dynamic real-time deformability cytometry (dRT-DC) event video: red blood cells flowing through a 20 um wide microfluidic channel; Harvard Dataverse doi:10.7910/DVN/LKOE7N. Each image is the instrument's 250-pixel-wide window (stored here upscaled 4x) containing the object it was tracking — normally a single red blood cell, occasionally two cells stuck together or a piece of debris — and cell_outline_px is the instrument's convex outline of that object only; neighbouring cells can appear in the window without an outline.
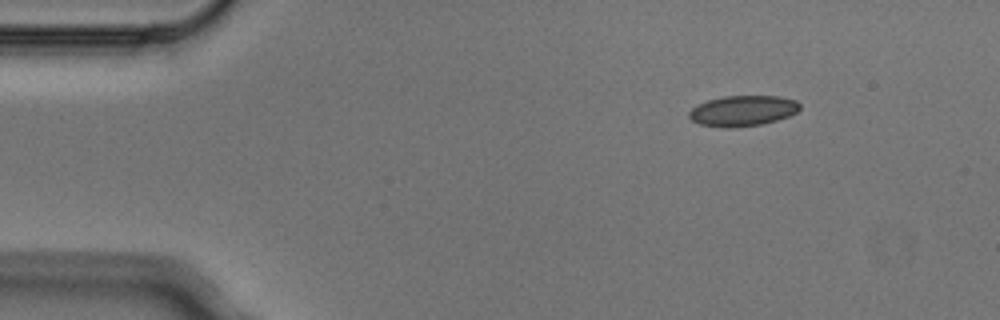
{"species": "Egyptian fruit bat (a non-hibernating species)", "species_latin": "Rousettus aegyptiacus", "temperature_condition": "cold", "stored_images_in_passage": 4, "camera_frame_rate_fps": 3000, "um_per_image_px": 0.085, "animal": {"sex": "male"}, "frame": {"image": 1, "passage_image": 1, "time_ms": 0.0, "image_size_px": [1000, 320], "cell_outline_px": [[800, 108], [796, 112], [788, 116], [776, 120], [760, 124], [728, 128], [700, 124], [692, 120], [688, 116], [688, 112], [692, 108], [708, 100], [724, 96], [780, 96], [796, 100], [800, 104]], "centroid_in_image_um": [63.14, 9.41], "position_along_channel_um": 21.9, "area_um2": 19.54}}
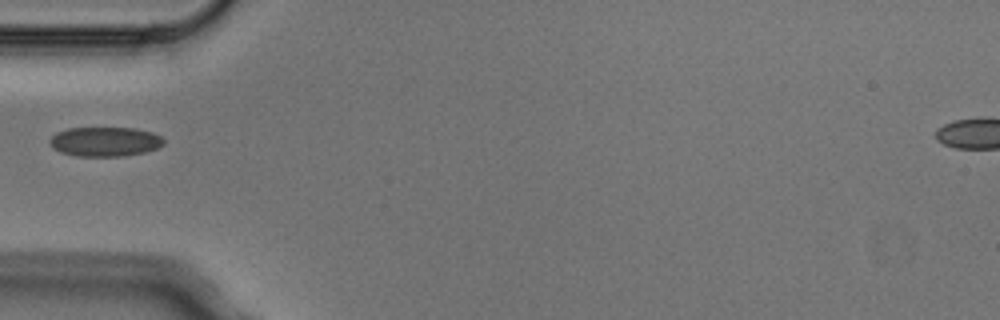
{"frame": {"image": 2, "passage_image": 4, "time_ms": 1.0, "image_size_px": [1000, 320], "cell_outline_px": [[164, 144], [156, 148], [144, 152], [124, 156], [76, 156], [60, 152], [52, 148], [48, 140], [56, 132], [68, 128], [136, 128], [152, 132], [160, 136], [164, 140]], "centroid_in_image_um": [8.89, 12.04], "position_along_channel_um": 76.1, "area_um2": 19.65}}